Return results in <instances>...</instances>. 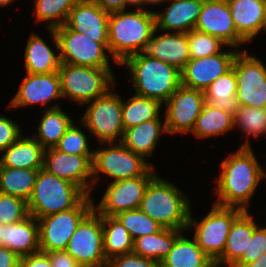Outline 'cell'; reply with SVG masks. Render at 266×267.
<instances>
[{"label":"cell","instance_id":"cell-2","mask_svg":"<svg viewBox=\"0 0 266 267\" xmlns=\"http://www.w3.org/2000/svg\"><path fill=\"white\" fill-rule=\"evenodd\" d=\"M156 29L154 10L111 12L108 21L109 53L120 65L127 57L145 52Z\"/></svg>","mask_w":266,"mask_h":267},{"label":"cell","instance_id":"cell-5","mask_svg":"<svg viewBox=\"0 0 266 267\" xmlns=\"http://www.w3.org/2000/svg\"><path fill=\"white\" fill-rule=\"evenodd\" d=\"M58 74L62 99L69 98L81 107L116 88L112 68L75 66L61 62Z\"/></svg>","mask_w":266,"mask_h":267},{"label":"cell","instance_id":"cell-30","mask_svg":"<svg viewBox=\"0 0 266 267\" xmlns=\"http://www.w3.org/2000/svg\"><path fill=\"white\" fill-rule=\"evenodd\" d=\"M186 236L182 233L176 239L160 267H215L214 261L203 252L193 236L192 239Z\"/></svg>","mask_w":266,"mask_h":267},{"label":"cell","instance_id":"cell-11","mask_svg":"<svg viewBox=\"0 0 266 267\" xmlns=\"http://www.w3.org/2000/svg\"><path fill=\"white\" fill-rule=\"evenodd\" d=\"M247 50H241L233 62L236 98L239 107L266 109V67L262 60Z\"/></svg>","mask_w":266,"mask_h":267},{"label":"cell","instance_id":"cell-12","mask_svg":"<svg viewBox=\"0 0 266 267\" xmlns=\"http://www.w3.org/2000/svg\"><path fill=\"white\" fill-rule=\"evenodd\" d=\"M65 251L78 265L107 267L108 260L103 251L102 215L93 209L80 222Z\"/></svg>","mask_w":266,"mask_h":267},{"label":"cell","instance_id":"cell-10","mask_svg":"<svg viewBox=\"0 0 266 267\" xmlns=\"http://www.w3.org/2000/svg\"><path fill=\"white\" fill-rule=\"evenodd\" d=\"M93 205L92 196L86 195L74 208L38 218L40 251H65L71 236L93 210Z\"/></svg>","mask_w":266,"mask_h":267},{"label":"cell","instance_id":"cell-17","mask_svg":"<svg viewBox=\"0 0 266 267\" xmlns=\"http://www.w3.org/2000/svg\"><path fill=\"white\" fill-rule=\"evenodd\" d=\"M223 50L209 57L191 58L181 71V85L205 91L217 78L230 71L241 50L234 47L232 51Z\"/></svg>","mask_w":266,"mask_h":267},{"label":"cell","instance_id":"cell-36","mask_svg":"<svg viewBox=\"0 0 266 267\" xmlns=\"http://www.w3.org/2000/svg\"><path fill=\"white\" fill-rule=\"evenodd\" d=\"M39 170L0 166V192L20 197L28 202Z\"/></svg>","mask_w":266,"mask_h":267},{"label":"cell","instance_id":"cell-32","mask_svg":"<svg viewBox=\"0 0 266 267\" xmlns=\"http://www.w3.org/2000/svg\"><path fill=\"white\" fill-rule=\"evenodd\" d=\"M234 129V116L224 110L205 103L190 132L198 140L222 136Z\"/></svg>","mask_w":266,"mask_h":267},{"label":"cell","instance_id":"cell-24","mask_svg":"<svg viewBox=\"0 0 266 267\" xmlns=\"http://www.w3.org/2000/svg\"><path fill=\"white\" fill-rule=\"evenodd\" d=\"M248 211H243L233 222L223 254L214 262L215 267H232L243 255L258 226Z\"/></svg>","mask_w":266,"mask_h":267},{"label":"cell","instance_id":"cell-40","mask_svg":"<svg viewBox=\"0 0 266 267\" xmlns=\"http://www.w3.org/2000/svg\"><path fill=\"white\" fill-rule=\"evenodd\" d=\"M187 41L191 58H204L215 55L221 52L224 46L231 48L219 38L196 29L187 33Z\"/></svg>","mask_w":266,"mask_h":267},{"label":"cell","instance_id":"cell-37","mask_svg":"<svg viewBox=\"0 0 266 267\" xmlns=\"http://www.w3.org/2000/svg\"><path fill=\"white\" fill-rule=\"evenodd\" d=\"M237 128L246 137L241 147H252L250 137L257 139L266 135V109L239 107L234 116V129Z\"/></svg>","mask_w":266,"mask_h":267},{"label":"cell","instance_id":"cell-45","mask_svg":"<svg viewBox=\"0 0 266 267\" xmlns=\"http://www.w3.org/2000/svg\"><path fill=\"white\" fill-rule=\"evenodd\" d=\"M107 267H160V263L132 252L111 258Z\"/></svg>","mask_w":266,"mask_h":267},{"label":"cell","instance_id":"cell-16","mask_svg":"<svg viewBox=\"0 0 266 267\" xmlns=\"http://www.w3.org/2000/svg\"><path fill=\"white\" fill-rule=\"evenodd\" d=\"M93 156L67 154L55 147L48 148L44 153L43 169L77 185L86 195L92 196Z\"/></svg>","mask_w":266,"mask_h":267},{"label":"cell","instance_id":"cell-47","mask_svg":"<svg viewBox=\"0 0 266 267\" xmlns=\"http://www.w3.org/2000/svg\"><path fill=\"white\" fill-rule=\"evenodd\" d=\"M51 267H77L76 260L66 251L47 252Z\"/></svg>","mask_w":266,"mask_h":267},{"label":"cell","instance_id":"cell-34","mask_svg":"<svg viewBox=\"0 0 266 267\" xmlns=\"http://www.w3.org/2000/svg\"><path fill=\"white\" fill-rule=\"evenodd\" d=\"M103 251L106 259L133 252L134 240L115 216L102 215Z\"/></svg>","mask_w":266,"mask_h":267},{"label":"cell","instance_id":"cell-51","mask_svg":"<svg viewBox=\"0 0 266 267\" xmlns=\"http://www.w3.org/2000/svg\"><path fill=\"white\" fill-rule=\"evenodd\" d=\"M125 1V10L128 6H135V9H143V0H124Z\"/></svg>","mask_w":266,"mask_h":267},{"label":"cell","instance_id":"cell-6","mask_svg":"<svg viewBox=\"0 0 266 267\" xmlns=\"http://www.w3.org/2000/svg\"><path fill=\"white\" fill-rule=\"evenodd\" d=\"M86 194L75 184L39 170L28 210L36 219L74 208Z\"/></svg>","mask_w":266,"mask_h":267},{"label":"cell","instance_id":"cell-31","mask_svg":"<svg viewBox=\"0 0 266 267\" xmlns=\"http://www.w3.org/2000/svg\"><path fill=\"white\" fill-rule=\"evenodd\" d=\"M182 233L185 231L162 227L156 233L135 239L133 253L160 263L171 251L176 239Z\"/></svg>","mask_w":266,"mask_h":267},{"label":"cell","instance_id":"cell-56","mask_svg":"<svg viewBox=\"0 0 266 267\" xmlns=\"http://www.w3.org/2000/svg\"><path fill=\"white\" fill-rule=\"evenodd\" d=\"M204 1H228V0H204Z\"/></svg>","mask_w":266,"mask_h":267},{"label":"cell","instance_id":"cell-46","mask_svg":"<svg viewBox=\"0 0 266 267\" xmlns=\"http://www.w3.org/2000/svg\"><path fill=\"white\" fill-rule=\"evenodd\" d=\"M20 267H51L48 253L38 251L24 257H20Z\"/></svg>","mask_w":266,"mask_h":267},{"label":"cell","instance_id":"cell-26","mask_svg":"<svg viewBox=\"0 0 266 267\" xmlns=\"http://www.w3.org/2000/svg\"><path fill=\"white\" fill-rule=\"evenodd\" d=\"M1 240L2 246L16 253L19 257L40 251L38 220L29 215L20 222L5 225Z\"/></svg>","mask_w":266,"mask_h":267},{"label":"cell","instance_id":"cell-39","mask_svg":"<svg viewBox=\"0 0 266 267\" xmlns=\"http://www.w3.org/2000/svg\"><path fill=\"white\" fill-rule=\"evenodd\" d=\"M128 230L133 240L138 237L158 232L162 226L140 209L123 211L115 216Z\"/></svg>","mask_w":266,"mask_h":267},{"label":"cell","instance_id":"cell-19","mask_svg":"<svg viewBox=\"0 0 266 267\" xmlns=\"http://www.w3.org/2000/svg\"><path fill=\"white\" fill-rule=\"evenodd\" d=\"M63 98L58 72L47 74L26 73L17 93L8 103L7 108L17 109L37 104L45 106L52 100Z\"/></svg>","mask_w":266,"mask_h":267},{"label":"cell","instance_id":"cell-29","mask_svg":"<svg viewBox=\"0 0 266 267\" xmlns=\"http://www.w3.org/2000/svg\"><path fill=\"white\" fill-rule=\"evenodd\" d=\"M59 103L42 108L37 130L32 136L45 148L55 147L67 129L74 122L71 116L64 112Z\"/></svg>","mask_w":266,"mask_h":267},{"label":"cell","instance_id":"cell-55","mask_svg":"<svg viewBox=\"0 0 266 267\" xmlns=\"http://www.w3.org/2000/svg\"><path fill=\"white\" fill-rule=\"evenodd\" d=\"M5 225L0 221V245H2V234H3V230H4Z\"/></svg>","mask_w":266,"mask_h":267},{"label":"cell","instance_id":"cell-33","mask_svg":"<svg viewBox=\"0 0 266 267\" xmlns=\"http://www.w3.org/2000/svg\"><path fill=\"white\" fill-rule=\"evenodd\" d=\"M237 80L234 69L217 78L204 91L205 100L211 106L235 116L239 104L236 98Z\"/></svg>","mask_w":266,"mask_h":267},{"label":"cell","instance_id":"cell-44","mask_svg":"<svg viewBox=\"0 0 266 267\" xmlns=\"http://www.w3.org/2000/svg\"><path fill=\"white\" fill-rule=\"evenodd\" d=\"M21 129L15 120L0 115V153L23 135Z\"/></svg>","mask_w":266,"mask_h":267},{"label":"cell","instance_id":"cell-28","mask_svg":"<svg viewBox=\"0 0 266 267\" xmlns=\"http://www.w3.org/2000/svg\"><path fill=\"white\" fill-rule=\"evenodd\" d=\"M237 33L249 44L261 33L264 0H228Z\"/></svg>","mask_w":266,"mask_h":267},{"label":"cell","instance_id":"cell-53","mask_svg":"<svg viewBox=\"0 0 266 267\" xmlns=\"http://www.w3.org/2000/svg\"><path fill=\"white\" fill-rule=\"evenodd\" d=\"M262 31L266 33V5L264 6L262 15L261 32Z\"/></svg>","mask_w":266,"mask_h":267},{"label":"cell","instance_id":"cell-13","mask_svg":"<svg viewBox=\"0 0 266 267\" xmlns=\"http://www.w3.org/2000/svg\"><path fill=\"white\" fill-rule=\"evenodd\" d=\"M59 42L60 60L75 66L112 68L109 51L85 34L68 28L66 25L54 29Z\"/></svg>","mask_w":266,"mask_h":267},{"label":"cell","instance_id":"cell-7","mask_svg":"<svg viewBox=\"0 0 266 267\" xmlns=\"http://www.w3.org/2000/svg\"><path fill=\"white\" fill-rule=\"evenodd\" d=\"M101 144V145H100ZM94 150L92 161L93 188L98 178L107 175L111 182L143 176L152 166V162L126 148L121 142H102ZM107 145H109L107 147ZM100 175V176H99ZM112 179V180H111Z\"/></svg>","mask_w":266,"mask_h":267},{"label":"cell","instance_id":"cell-14","mask_svg":"<svg viewBox=\"0 0 266 267\" xmlns=\"http://www.w3.org/2000/svg\"><path fill=\"white\" fill-rule=\"evenodd\" d=\"M154 168L152 166L140 177L110 182L98 204L92 196L93 209L104 216H116L123 211L139 209L145 189L156 175Z\"/></svg>","mask_w":266,"mask_h":267},{"label":"cell","instance_id":"cell-35","mask_svg":"<svg viewBox=\"0 0 266 267\" xmlns=\"http://www.w3.org/2000/svg\"><path fill=\"white\" fill-rule=\"evenodd\" d=\"M162 103L156 99L133 94L124 101L122 98V122L124 130L151 119L161 118Z\"/></svg>","mask_w":266,"mask_h":267},{"label":"cell","instance_id":"cell-15","mask_svg":"<svg viewBox=\"0 0 266 267\" xmlns=\"http://www.w3.org/2000/svg\"><path fill=\"white\" fill-rule=\"evenodd\" d=\"M205 103L204 91L181 85L163 104L168 134H190Z\"/></svg>","mask_w":266,"mask_h":267},{"label":"cell","instance_id":"cell-48","mask_svg":"<svg viewBox=\"0 0 266 267\" xmlns=\"http://www.w3.org/2000/svg\"><path fill=\"white\" fill-rule=\"evenodd\" d=\"M0 267H20V257L5 246L0 245Z\"/></svg>","mask_w":266,"mask_h":267},{"label":"cell","instance_id":"cell-54","mask_svg":"<svg viewBox=\"0 0 266 267\" xmlns=\"http://www.w3.org/2000/svg\"><path fill=\"white\" fill-rule=\"evenodd\" d=\"M15 0H0V7L7 6L10 3L14 2Z\"/></svg>","mask_w":266,"mask_h":267},{"label":"cell","instance_id":"cell-42","mask_svg":"<svg viewBox=\"0 0 266 267\" xmlns=\"http://www.w3.org/2000/svg\"><path fill=\"white\" fill-rule=\"evenodd\" d=\"M29 215L26 200L0 192V221L4 225L20 222Z\"/></svg>","mask_w":266,"mask_h":267},{"label":"cell","instance_id":"cell-49","mask_svg":"<svg viewBox=\"0 0 266 267\" xmlns=\"http://www.w3.org/2000/svg\"><path fill=\"white\" fill-rule=\"evenodd\" d=\"M109 13L125 10L124 0H92Z\"/></svg>","mask_w":266,"mask_h":267},{"label":"cell","instance_id":"cell-3","mask_svg":"<svg viewBox=\"0 0 266 267\" xmlns=\"http://www.w3.org/2000/svg\"><path fill=\"white\" fill-rule=\"evenodd\" d=\"M129 71L134 94L164 104L181 86V71L145 52L127 57L121 64Z\"/></svg>","mask_w":266,"mask_h":267},{"label":"cell","instance_id":"cell-23","mask_svg":"<svg viewBox=\"0 0 266 267\" xmlns=\"http://www.w3.org/2000/svg\"><path fill=\"white\" fill-rule=\"evenodd\" d=\"M204 0H167L163 11H154L156 29L188 33L195 28Z\"/></svg>","mask_w":266,"mask_h":267},{"label":"cell","instance_id":"cell-4","mask_svg":"<svg viewBox=\"0 0 266 267\" xmlns=\"http://www.w3.org/2000/svg\"><path fill=\"white\" fill-rule=\"evenodd\" d=\"M139 209L164 228L187 232L191 200L158 174L147 185Z\"/></svg>","mask_w":266,"mask_h":267},{"label":"cell","instance_id":"cell-8","mask_svg":"<svg viewBox=\"0 0 266 267\" xmlns=\"http://www.w3.org/2000/svg\"><path fill=\"white\" fill-rule=\"evenodd\" d=\"M114 91L110 89L104 96L83 105L87 107L80 124L98 143L121 142L123 138L122 96Z\"/></svg>","mask_w":266,"mask_h":267},{"label":"cell","instance_id":"cell-27","mask_svg":"<svg viewBox=\"0 0 266 267\" xmlns=\"http://www.w3.org/2000/svg\"><path fill=\"white\" fill-rule=\"evenodd\" d=\"M1 153L0 166L42 169L44 165L45 148L31 135H22Z\"/></svg>","mask_w":266,"mask_h":267},{"label":"cell","instance_id":"cell-43","mask_svg":"<svg viewBox=\"0 0 266 267\" xmlns=\"http://www.w3.org/2000/svg\"><path fill=\"white\" fill-rule=\"evenodd\" d=\"M263 254H266V229L258 225L254 229L247 249L232 267H241L246 263L256 261Z\"/></svg>","mask_w":266,"mask_h":267},{"label":"cell","instance_id":"cell-25","mask_svg":"<svg viewBox=\"0 0 266 267\" xmlns=\"http://www.w3.org/2000/svg\"><path fill=\"white\" fill-rule=\"evenodd\" d=\"M162 120L151 119L140 125L125 129L121 143L147 160L156 150L162 134L168 135L165 120Z\"/></svg>","mask_w":266,"mask_h":267},{"label":"cell","instance_id":"cell-52","mask_svg":"<svg viewBox=\"0 0 266 267\" xmlns=\"http://www.w3.org/2000/svg\"><path fill=\"white\" fill-rule=\"evenodd\" d=\"M167 0H143V9L149 10L148 5L158 6L160 4H164ZM158 4V5H157ZM146 6V7H144Z\"/></svg>","mask_w":266,"mask_h":267},{"label":"cell","instance_id":"cell-22","mask_svg":"<svg viewBox=\"0 0 266 267\" xmlns=\"http://www.w3.org/2000/svg\"><path fill=\"white\" fill-rule=\"evenodd\" d=\"M52 38L57 53L48 45L47 41L36 33L29 36L24 51V68L26 73L47 74L58 72L61 64L59 42L54 29H47Z\"/></svg>","mask_w":266,"mask_h":267},{"label":"cell","instance_id":"cell-20","mask_svg":"<svg viewBox=\"0 0 266 267\" xmlns=\"http://www.w3.org/2000/svg\"><path fill=\"white\" fill-rule=\"evenodd\" d=\"M110 13L92 0H79L70 10L66 26L101 43L108 51V21Z\"/></svg>","mask_w":266,"mask_h":267},{"label":"cell","instance_id":"cell-21","mask_svg":"<svg viewBox=\"0 0 266 267\" xmlns=\"http://www.w3.org/2000/svg\"><path fill=\"white\" fill-rule=\"evenodd\" d=\"M145 53L182 71L191 59L187 33L165 32L155 29Z\"/></svg>","mask_w":266,"mask_h":267},{"label":"cell","instance_id":"cell-18","mask_svg":"<svg viewBox=\"0 0 266 267\" xmlns=\"http://www.w3.org/2000/svg\"><path fill=\"white\" fill-rule=\"evenodd\" d=\"M194 29L217 37L227 46L238 50L247 43L237 33L228 1H203Z\"/></svg>","mask_w":266,"mask_h":267},{"label":"cell","instance_id":"cell-1","mask_svg":"<svg viewBox=\"0 0 266 267\" xmlns=\"http://www.w3.org/2000/svg\"><path fill=\"white\" fill-rule=\"evenodd\" d=\"M220 165V175L215 179L214 204L223 207H237L248 211L249 202L266 178V170L259 163L251 147H241L235 153H228Z\"/></svg>","mask_w":266,"mask_h":267},{"label":"cell","instance_id":"cell-50","mask_svg":"<svg viewBox=\"0 0 266 267\" xmlns=\"http://www.w3.org/2000/svg\"><path fill=\"white\" fill-rule=\"evenodd\" d=\"M241 267H266V254L261 255L256 261L246 263Z\"/></svg>","mask_w":266,"mask_h":267},{"label":"cell","instance_id":"cell-9","mask_svg":"<svg viewBox=\"0 0 266 267\" xmlns=\"http://www.w3.org/2000/svg\"><path fill=\"white\" fill-rule=\"evenodd\" d=\"M243 211L237 207H223L213 203L207 215L199 221L194 219L190 211L187 231L195 228L193 238L203 252L215 262L223 254L234 220Z\"/></svg>","mask_w":266,"mask_h":267},{"label":"cell","instance_id":"cell-38","mask_svg":"<svg viewBox=\"0 0 266 267\" xmlns=\"http://www.w3.org/2000/svg\"><path fill=\"white\" fill-rule=\"evenodd\" d=\"M79 0H34L36 22H45L47 29H55L66 24L70 10Z\"/></svg>","mask_w":266,"mask_h":267},{"label":"cell","instance_id":"cell-41","mask_svg":"<svg viewBox=\"0 0 266 267\" xmlns=\"http://www.w3.org/2000/svg\"><path fill=\"white\" fill-rule=\"evenodd\" d=\"M88 140L86 132L73 122L55 148L67 154L94 155V150L90 149Z\"/></svg>","mask_w":266,"mask_h":267}]
</instances>
